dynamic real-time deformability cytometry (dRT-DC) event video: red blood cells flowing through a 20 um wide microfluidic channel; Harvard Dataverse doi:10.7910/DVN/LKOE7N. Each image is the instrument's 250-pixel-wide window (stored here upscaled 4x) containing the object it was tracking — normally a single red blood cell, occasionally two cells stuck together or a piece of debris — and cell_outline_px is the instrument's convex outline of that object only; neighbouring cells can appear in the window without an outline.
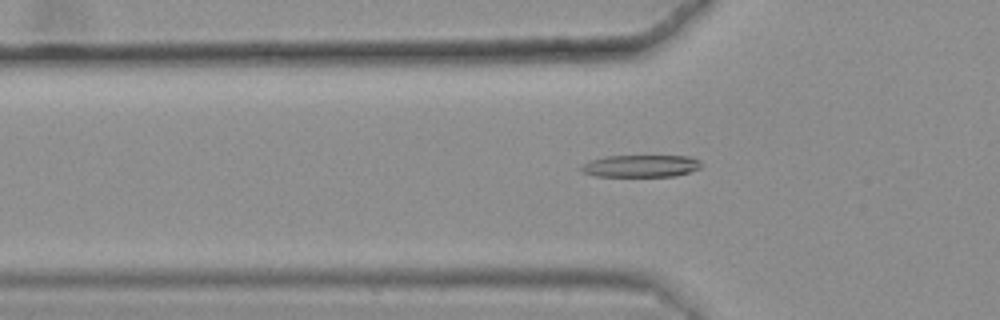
{"species": "common noctule bat (a hibernating species)", "species_latin": "Nyctalus noctula", "temperature_condition": "warm", "stored_images_in_passage": 49, "camera_frame_rate_fps": 3000, "um_per_image_px": 0.085, "animal": {"sex": "female", "body_mass_g": 25.1}, "frame": {"image": 1, "passage_image": 18, "time_ms": 5.667, "image_size_px": [1000, 320], "cell_outline_px": [[700, 168], [676, 176], [596, 176], [584, 172], [580, 168], [580, 164], [604, 156], [692, 156], [700, 160]], "centroid_in_image_um": [54.47, 14.1], "position_along_channel_um": 71.3, "area_um2": 15.49}}
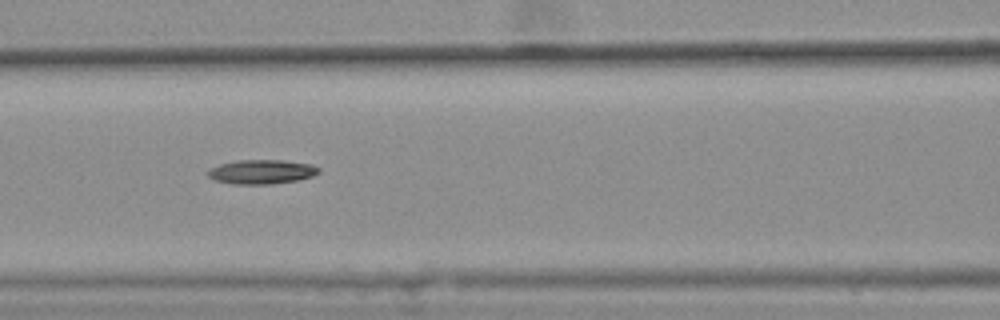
{"frame": {"image": 2, "passage_image": 24, "time_ms": 7.667, "image_size_px": [1000, 320], "cell_outline_px": [[320, 172], [312, 176], [296, 180], [268, 184], [232, 184], [216, 180], [208, 176], [208, 172], [212, 168], [220, 164], [236, 160], [284, 160], [312, 164], [320, 168]], "centroid_in_image_um": [22.26, 14.59], "position_along_channel_um": 144.3, "area_um2": 15.55}}
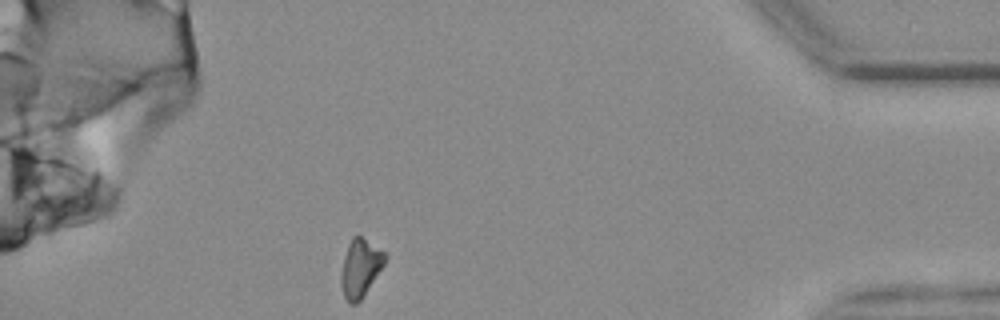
{"frame": {"image": 3, "passage_image": 49, "time_ms": 16.0, "image_size_px": [1000, 320], "cell_outline_px": [[388, 256], [384, 264], [360, 300], [356, 304], [348, 304], [344, 296], [340, 280], [340, 276], [344, 256], [348, 244], [352, 236], [360, 236], [384, 252]], "centroid_in_image_um": [30.6, 22.79], "position_along_channel_um": 404.6, "area_um2": 14.57}}